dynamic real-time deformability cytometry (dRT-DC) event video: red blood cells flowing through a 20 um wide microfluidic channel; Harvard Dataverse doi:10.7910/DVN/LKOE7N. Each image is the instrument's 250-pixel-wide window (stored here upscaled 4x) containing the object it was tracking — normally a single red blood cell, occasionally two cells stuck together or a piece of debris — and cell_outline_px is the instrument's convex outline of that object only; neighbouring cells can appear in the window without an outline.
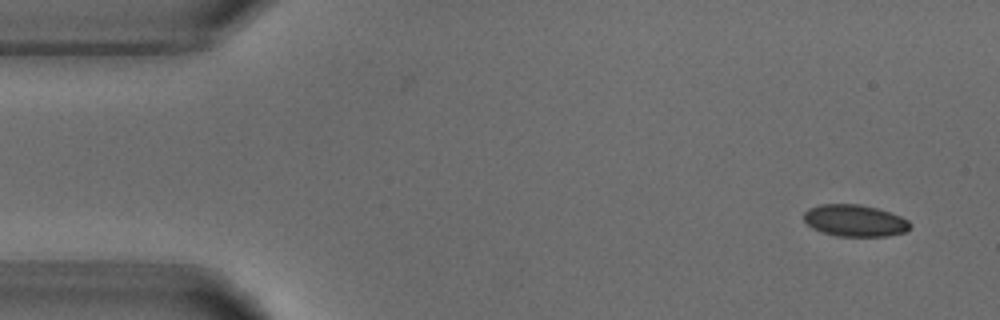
{"species": "common noctule bat (a hibernating species)", "species_latin": "Nyctalus noctula", "temperature_condition": "warm", "stored_images_in_passage": 4, "camera_frame_rate_fps": 3000, "um_per_image_px": 0.085, "animal": {"sex": "male", "body_mass_g": 18.8}, "frame": {"image": 1, "passage_image": 1, "time_ms": 0.0, "image_size_px": [1000, 320], "cell_outline_px": [[912, 224], [904, 232], [888, 236], [836, 236], [812, 228], [804, 220], [804, 212], [808, 208], [820, 204], [860, 204], [876, 208], [900, 216], [908, 220]], "centroid_in_image_um": [72.64, 18.75], "position_along_channel_um": 12.4, "area_um2": 19.59}}
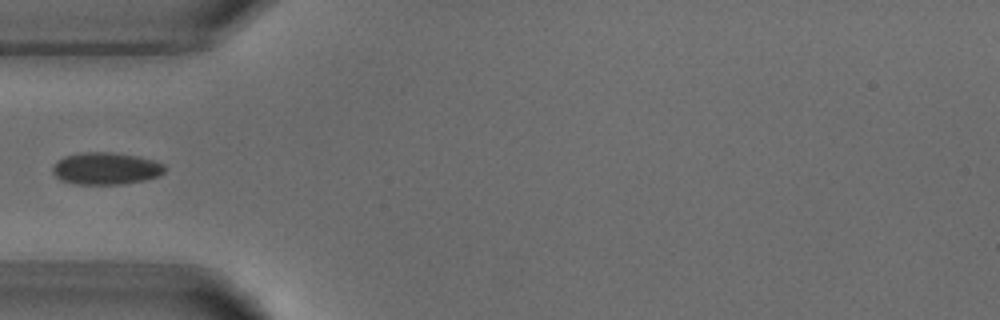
{"frame": {"image": 2, "passage_image": 4, "time_ms": 4.333, "image_size_px": [1000, 320], "cell_outline_px": [[164, 172], [160, 176], [144, 180], [124, 184], [76, 184], [60, 180], [52, 172], [52, 164], [56, 160], [64, 156], [80, 152], [112, 152], [140, 156], [164, 164]], "centroid_in_image_um": [8.97, 14.31], "position_along_channel_um": 76.0, "area_um2": 21.27}}